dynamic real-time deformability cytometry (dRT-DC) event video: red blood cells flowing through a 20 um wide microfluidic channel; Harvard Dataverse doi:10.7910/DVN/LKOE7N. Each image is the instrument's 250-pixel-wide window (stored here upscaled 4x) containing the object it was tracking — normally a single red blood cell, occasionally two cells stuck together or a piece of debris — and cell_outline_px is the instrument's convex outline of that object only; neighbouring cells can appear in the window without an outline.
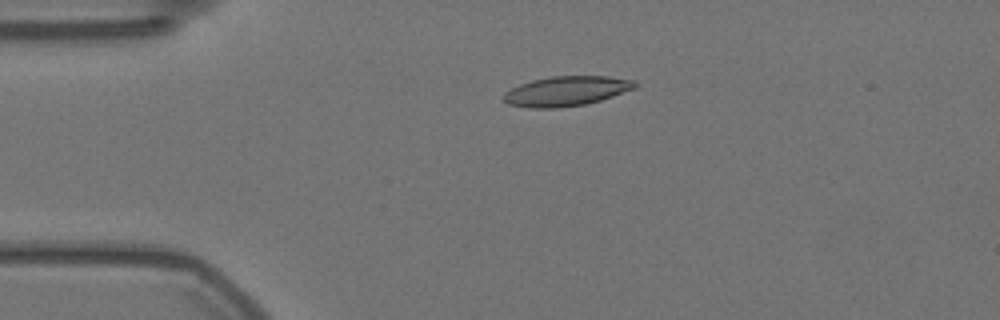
{"species": "Egyptian fruit bat (a non-hibernating species)", "species_latin": "Rousettus aegyptiacus", "temperature_condition": "warm", "stored_images_in_passage": 56, "camera_frame_rate_fps": 3000, "um_per_image_px": 0.085, "animal": {"sex": "female"}, "frame": {"image": 1, "passage_image": 12, "time_ms": 3.667, "image_size_px": [1000, 320], "cell_outline_px": [[636, 88], [600, 100], [584, 104], [556, 108], [528, 108], [508, 104], [504, 100], [504, 92], [520, 84], [532, 80], [552, 76], [608, 76], [636, 80]], "centroid_in_image_um": [48.14, 7.74], "position_along_channel_um": 36.9, "area_um2": 22.72}}
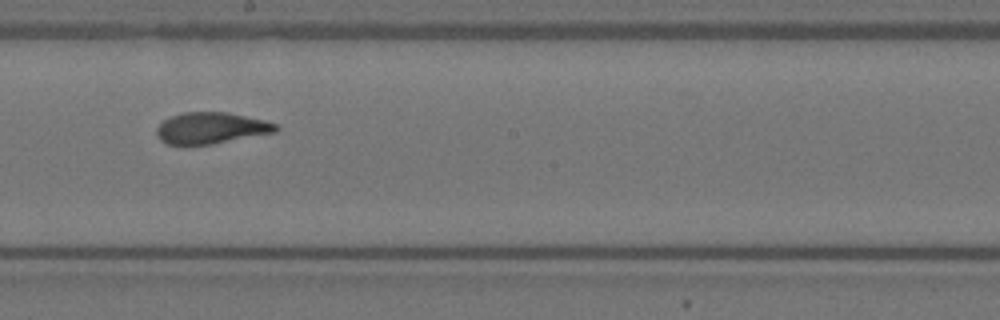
{"frame": {"image": 2, "passage_image": 31, "time_ms": 10.0, "image_size_px": [1000, 320], "cell_outline_px": [[280, 128], [276, 132], [212, 144], [168, 144], [160, 140], [156, 136], [156, 128], [164, 120], [172, 116], [184, 112], [228, 112], [264, 120], [276, 124]], "centroid_in_image_um": [17.95, 10.88], "position_along_channel_um": 230.3, "area_um2": 21.68}}
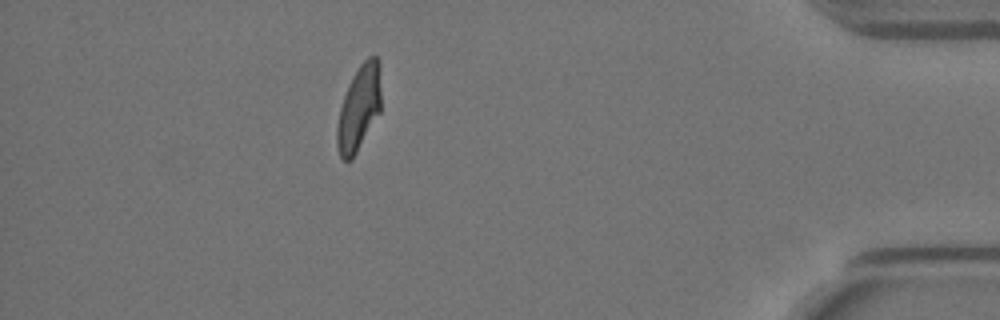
{"frame": {"image": 3, "passage_image": 50, "time_ms": 16.333, "image_size_px": [1000, 320], "cell_outline_px": [[380, 112], [352, 160], [344, 160], [340, 156], [336, 144], [336, 128], [340, 108], [348, 84], [352, 76], [360, 64], [368, 56], [376, 56], [380, 60]], "centroid_in_image_um": [30.51, 9.17], "position_along_channel_um": 404.7, "area_um2": 21.96}, "authors_computed_cell_mechanics": {"area_um2": 22.1952, "velocity_mm_per_s": 3.5418, "shape_relaxation_time_tau1_ms": 5.9667, "shape_relaxation_time_tau2_ms": 1.1093, "deformation_change_tau1": 0.1987, "deformation_change_tau2": 0.0723}}